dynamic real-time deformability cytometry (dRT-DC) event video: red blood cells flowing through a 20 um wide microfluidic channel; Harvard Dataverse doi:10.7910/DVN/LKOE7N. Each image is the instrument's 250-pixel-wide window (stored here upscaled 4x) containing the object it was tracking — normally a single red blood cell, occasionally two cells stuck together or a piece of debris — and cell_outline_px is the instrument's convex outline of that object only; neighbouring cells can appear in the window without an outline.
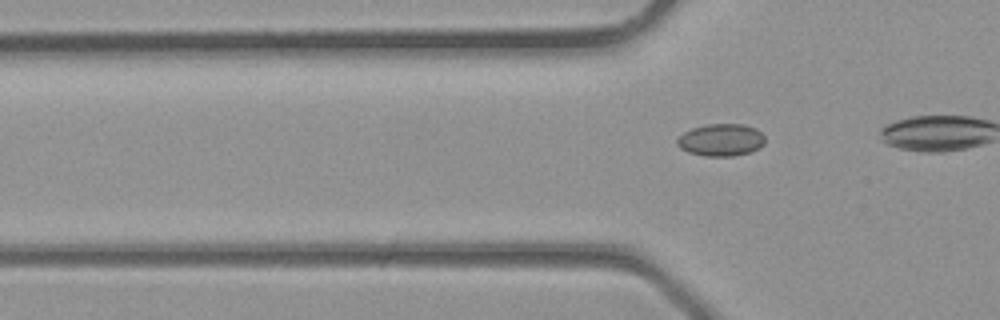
{"species": "common noctule bat (a hibernating species)", "species_latin": "Nyctalus noctula", "temperature_condition": "room temperature", "stored_images_in_passage": 4, "camera_frame_rate_fps": 3000, "um_per_image_px": 0.085, "animal": {"sex": "male", "body_mass_g": 23.1, "forearm_length_mm": 52.7}, "frame": {"image": 1, "passage_image": 2, "time_ms": 0.333, "image_size_px": [1000, 320], "cell_outline_px": [[764, 144], [760, 148], [752, 152], [732, 156], [704, 156], [688, 152], [680, 148], [676, 144], [676, 140], [684, 132], [692, 128], [708, 124], [744, 124], [756, 128], [764, 136]], "centroid_in_image_um": [61.3, 11.9], "position_along_channel_um": 64.5, "area_um2": 16.65}}